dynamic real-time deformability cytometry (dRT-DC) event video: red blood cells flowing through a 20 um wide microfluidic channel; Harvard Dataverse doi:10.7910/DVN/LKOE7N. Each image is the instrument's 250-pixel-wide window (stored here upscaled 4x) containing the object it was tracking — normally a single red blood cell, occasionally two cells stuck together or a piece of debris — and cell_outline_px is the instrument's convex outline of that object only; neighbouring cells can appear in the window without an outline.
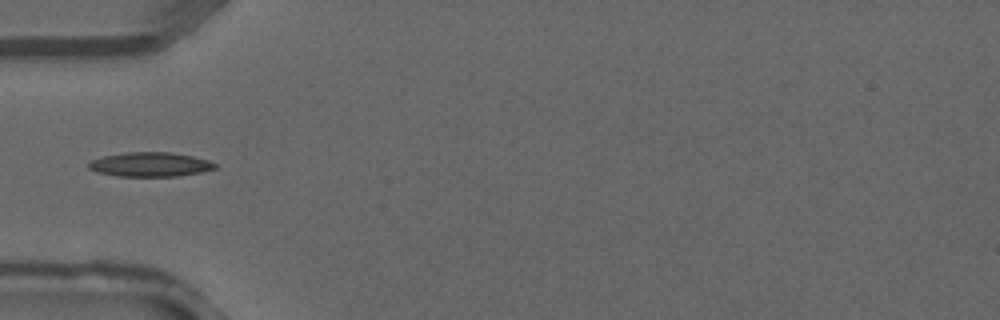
{"species": "common noctule bat (a hibernating species)", "species_latin": "Nyctalus noctula", "temperature_condition": "warm", "stored_images_in_passage": 4, "camera_frame_rate_fps": 3000, "um_per_image_px": 0.085, "animal": {"sex": "male", "forearm_length_mm": 52.5}, "frame": {"image": 1, "passage_image": 4, "time_ms": 1.0, "image_size_px": [1000, 320], "cell_outline_px": [[216, 168], [200, 172], [176, 176], [116, 176], [96, 172], [88, 168], [88, 164], [92, 160], [104, 156], [128, 152], [172, 152], [192, 156], [208, 160], [216, 164]], "centroid_in_image_um": [12.75, 13.98], "position_along_channel_um": 72.3, "area_um2": 17.8}}